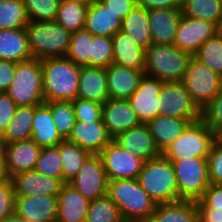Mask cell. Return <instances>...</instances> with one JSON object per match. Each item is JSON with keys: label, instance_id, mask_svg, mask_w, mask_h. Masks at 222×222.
Returning a JSON list of instances; mask_svg holds the SVG:
<instances>
[{"label": "cell", "instance_id": "obj_1", "mask_svg": "<svg viewBox=\"0 0 222 222\" xmlns=\"http://www.w3.org/2000/svg\"><path fill=\"white\" fill-rule=\"evenodd\" d=\"M41 66L45 102L77 98L81 66L66 56L43 59Z\"/></svg>", "mask_w": 222, "mask_h": 222}, {"label": "cell", "instance_id": "obj_2", "mask_svg": "<svg viewBox=\"0 0 222 222\" xmlns=\"http://www.w3.org/2000/svg\"><path fill=\"white\" fill-rule=\"evenodd\" d=\"M107 196L118 206L125 222H147L156 208L137 179L108 181Z\"/></svg>", "mask_w": 222, "mask_h": 222}, {"label": "cell", "instance_id": "obj_3", "mask_svg": "<svg viewBox=\"0 0 222 222\" xmlns=\"http://www.w3.org/2000/svg\"><path fill=\"white\" fill-rule=\"evenodd\" d=\"M137 180L156 205L179 201L172 162L162 154L144 162Z\"/></svg>", "mask_w": 222, "mask_h": 222}, {"label": "cell", "instance_id": "obj_4", "mask_svg": "<svg viewBox=\"0 0 222 222\" xmlns=\"http://www.w3.org/2000/svg\"><path fill=\"white\" fill-rule=\"evenodd\" d=\"M191 58L174 44H152L145 50L144 73L163 82H180Z\"/></svg>", "mask_w": 222, "mask_h": 222}, {"label": "cell", "instance_id": "obj_5", "mask_svg": "<svg viewBox=\"0 0 222 222\" xmlns=\"http://www.w3.org/2000/svg\"><path fill=\"white\" fill-rule=\"evenodd\" d=\"M25 28L32 58L43 60L67 54L72 33L56 21H29Z\"/></svg>", "mask_w": 222, "mask_h": 222}, {"label": "cell", "instance_id": "obj_6", "mask_svg": "<svg viewBox=\"0 0 222 222\" xmlns=\"http://www.w3.org/2000/svg\"><path fill=\"white\" fill-rule=\"evenodd\" d=\"M217 134L202 120L190 123L161 154L172 163L189 157L207 158Z\"/></svg>", "mask_w": 222, "mask_h": 222}, {"label": "cell", "instance_id": "obj_7", "mask_svg": "<svg viewBox=\"0 0 222 222\" xmlns=\"http://www.w3.org/2000/svg\"><path fill=\"white\" fill-rule=\"evenodd\" d=\"M6 93L17 106H38L45 103L41 60L32 58L16 63L14 77Z\"/></svg>", "mask_w": 222, "mask_h": 222}, {"label": "cell", "instance_id": "obj_8", "mask_svg": "<svg viewBox=\"0 0 222 222\" xmlns=\"http://www.w3.org/2000/svg\"><path fill=\"white\" fill-rule=\"evenodd\" d=\"M180 200L197 201L210 185L207 158L189 157L172 163Z\"/></svg>", "mask_w": 222, "mask_h": 222}, {"label": "cell", "instance_id": "obj_9", "mask_svg": "<svg viewBox=\"0 0 222 222\" xmlns=\"http://www.w3.org/2000/svg\"><path fill=\"white\" fill-rule=\"evenodd\" d=\"M181 82L202 110L219 93L222 76L192 56Z\"/></svg>", "mask_w": 222, "mask_h": 222}, {"label": "cell", "instance_id": "obj_10", "mask_svg": "<svg viewBox=\"0 0 222 222\" xmlns=\"http://www.w3.org/2000/svg\"><path fill=\"white\" fill-rule=\"evenodd\" d=\"M159 97V115L188 119L191 123L201 120V109L181 81L164 82Z\"/></svg>", "mask_w": 222, "mask_h": 222}, {"label": "cell", "instance_id": "obj_11", "mask_svg": "<svg viewBox=\"0 0 222 222\" xmlns=\"http://www.w3.org/2000/svg\"><path fill=\"white\" fill-rule=\"evenodd\" d=\"M109 181L137 179L144 160L132 155L113 139L99 153Z\"/></svg>", "mask_w": 222, "mask_h": 222}, {"label": "cell", "instance_id": "obj_12", "mask_svg": "<svg viewBox=\"0 0 222 222\" xmlns=\"http://www.w3.org/2000/svg\"><path fill=\"white\" fill-rule=\"evenodd\" d=\"M108 181L100 155L91 154L69 184L93 201L107 195Z\"/></svg>", "mask_w": 222, "mask_h": 222}, {"label": "cell", "instance_id": "obj_13", "mask_svg": "<svg viewBox=\"0 0 222 222\" xmlns=\"http://www.w3.org/2000/svg\"><path fill=\"white\" fill-rule=\"evenodd\" d=\"M163 83L144 74L138 88L128 99L141 123H148L159 115V94Z\"/></svg>", "mask_w": 222, "mask_h": 222}, {"label": "cell", "instance_id": "obj_14", "mask_svg": "<svg viewBox=\"0 0 222 222\" xmlns=\"http://www.w3.org/2000/svg\"><path fill=\"white\" fill-rule=\"evenodd\" d=\"M216 33V24L182 15L173 44L193 56L202 44Z\"/></svg>", "mask_w": 222, "mask_h": 222}, {"label": "cell", "instance_id": "obj_15", "mask_svg": "<svg viewBox=\"0 0 222 222\" xmlns=\"http://www.w3.org/2000/svg\"><path fill=\"white\" fill-rule=\"evenodd\" d=\"M41 150L33 139L5 144L3 152L7 177L34 170Z\"/></svg>", "mask_w": 222, "mask_h": 222}, {"label": "cell", "instance_id": "obj_16", "mask_svg": "<svg viewBox=\"0 0 222 222\" xmlns=\"http://www.w3.org/2000/svg\"><path fill=\"white\" fill-rule=\"evenodd\" d=\"M57 196H16L15 213L26 222H56Z\"/></svg>", "mask_w": 222, "mask_h": 222}, {"label": "cell", "instance_id": "obj_17", "mask_svg": "<svg viewBox=\"0 0 222 222\" xmlns=\"http://www.w3.org/2000/svg\"><path fill=\"white\" fill-rule=\"evenodd\" d=\"M102 121L112 139L141 124L128 99L109 98L105 101L102 105Z\"/></svg>", "mask_w": 222, "mask_h": 222}, {"label": "cell", "instance_id": "obj_18", "mask_svg": "<svg viewBox=\"0 0 222 222\" xmlns=\"http://www.w3.org/2000/svg\"><path fill=\"white\" fill-rule=\"evenodd\" d=\"M121 147L132 155L147 161L161 155L156 147L147 123H141L113 138Z\"/></svg>", "mask_w": 222, "mask_h": 222}, {"label": "cell", "instance_id": "obj_19", "mask_svg": "<svg viewBox=\"0 0 222 222\" xmlns=\"http://www.w3.org/2000/svg\"><path fill=\"white\" fill-rule=\"evenodd\" d=\"M10 179L15 196H58L64 184L59 179L44 176L34 170L16 174Z\"/></svg>", "mask_w": 222, "mask_h": 222}, {"label": "cell", "instance_id": "obj_20", "mask_svg": "<svg viewBox=\"0 0 222 222\" xmlns=\"http://www.w3.org/2000/svg\"><path fill=\"white\" fill-rule=\"evenodd\" d=\"M91 154H99L112 140L102 120L96 122L76 121L72 133L67 139Z\"/></svg>", "mask_w": 222, "mask_h": 222}, {"label": "cell", "instance_id": "obj_21", "mask_svg": "<svg viewBox=\"0 0 222 222\" xmlns=\"http://www.w3.org/2000/svg\"><path fill=\"white\" fill-rule=\"evenodd\" d=\"M144 74V70L111 64L106 68L109 98L129 99Z\"/></svg>", "mask_w": 222, "mask_h": 222}, {"label": "cell", "instance_id": "obj_22", "mask_svg": "<svg viewBox=\"0 0 222 222\" xmlns=\"http://www.w3.org/2000/svg\"><path fill=\"white\" fill-rule=\"evenodd\" d=\"M56 222H85L90 202L69 183L58 194Z\"/></svg>", "mask_w": 222, "mask_h": 222}, {"label": "cell", "instance_id": "obj_23", "mask_svg": "<svg viewBox=\"0 0 222 222\" xmlns=\"http://www.w3.org/2000/svg\"><path fill=\"white\" fill-rule=\"evenodd\" d=\"M181 16V8L148 10L152 44H173Z\"/></svg>", "mask_w": 222, "mask_h": 222}, {"label": "cell", "instance_id": "obj_24", "mask_svg": "<svg viewBox=\"0 0 222 222\" xmlns=\"http://www.w3.org/2000/svg\"><path fill=\"white\" fill-rule=\"evenodd\" d=\"M121 26L122 19L100 0L88 7L84 29L92 35L112 38Z\"/></svg>", "mask_w": 222, "mask_h": 222}, {"label": "cell", "instance_id": "obj_25", "mask_svg": "<svg viewBox=\"0 0 222 222\" xmlns=\"http://www.w3.org/2000/svg\"><path fill=\"white\" fill-rule=\"evenodd\" d=\"M77 98L100 104L109 99L105 68L81 67Z\"/></svg>", "mask_w": 222, "mask_h": 222}, {"label": "cell", "instance_id": "obj_26", "mask_svg": "<svg viewBox=\"0 0 222 222\" xmlns=\"http://www.w3.org/2000/svg\"><path fill=\"white\" fill-rule=\"evenodd\" d=\"M113 64L144 70L145 49L128 34L119 30L113 37Z\"/></svg>", "mask_w": 222, "mask_h": 222}, {"label": "cell", "instance_id": "obj_27", "mask_svg": "<svg viewBox=\"0 0 222 222\" xmlns=\"http://www.w3.org/2000/svg\"><path fill=\"white\" fill-rule=\"evenodd\" d=\"M32 59L26 28L0 29V60L15 63Z\"/></svg>", "mask_w": 222, "mask_h": 222}, {"label": "cell", "instance_id": "obj_28", "mask_svg": "<svg viewBox=\"0 0 222 222\" xmlns=\"http://www.w3.org/2000/svg\"><path fill=\"white\" fill-rule=\"evenodd\" d=\"M32 139L41 147H54L64 139L55 127L50 108L45 104L34 106Z\"/></svg>", "mask_w": 222, "mask_h": 222}, {"label": "cell", "instance_id": "obj_29", "mask_svg": "<svg viewBox=\"0 0 222 222\" xmlns=\"http://www.w3.org/2000/svg\"><path fill=\"white\" fill-rule=\"evenodd\" d=\"M190 123L188 119L158 115L147 125L156 147L162 152L182 134Z\"/></svg>", "mask_w": 222, "mask_h": 222}, {"label": "cell", "instance_id": "obj_30", "mask_svg": "<svg viewBox=\"0 0 222 222\" xmlns=\"http://www.w3.org/2000/svg\"><path fill=\"white\" fill-rule=\"evenodd\" d=\"M121 31L128 34L139 46L148 49L152 45L148 10L136 4L122 20Z\"/></svg>", "mask_w": 222, "mask_h": 222}, {"label": "cell", "instance_id": "obj_31", "mask_svg": "<svg viewBox=\"0 0 222 222\" xmlns=\"http://www.w3.org/2000/svg\"><path fill=\"white\" fill-rule=\"evenodd\" d=\"M147 222H198L195 201L180 200L157 204Z\"/></svg>", "mask_w": 222, "mask_h": 222}, {"label": "cell", "instance_id": "obj_32", "mask_svg": "<svg viewBox=\"0 0 222 222\" xmlns=\"http://www.w3.org/2000/svg\"><path fill=\"white\" fill-rule=\"evenodd\" d=\"M33 118L34 106H18L7 129L3 132L4 145L32 139Z\"/></svg>", "mask_w": 222, "mask_h": 222}, {"label": "cell", "instance_id": "obj_33", "mask_svg": "<svg viewBox=\"0 0 222 222\" xmlns=\"http://www.w3.org/2000/svg\"><path fill=\"white\" fill-rule=\"evenodd\" d=\"M62 162L63 183H69L91 153L68 140L57 145Z\"/></svg>", "mask_w": 222, "mask_h": 222}, {"label": "cell", "instance_id": "obj_34", "mask_svg": "<svg viewBox=\"0 0 222 222\" xmlns=\"http://www.w3.org/2000/svg\"><path fill=\"white\" fill-rule=\"evenodd\" d=\"M181 13L218 25L222 18V3L220 0H182Z\"/></svg>", "mask_w": 222, "mask_h": 222}, {"label": "cell", "instance_id": "obj_35", "mask_svg": "<svg viewBox=\"0 0 222 222\" xmlns=\"http://www.w3.org/2000/svg\"><path fill=\"white\" fill-rule=\"evenodd\" d=\"M88 6L79 2L60 0L55 21L71 33L84 29Z\"/></svg>", "mask_w": 222, "mask_h": 222}, {"label": "cell", "instance_id": "obj_36", "mask_svg": "<svg viewBox=\"0 0 222 222\" xmlns=\"http://www.w3.org/2000/svg\"><path fill=\"white\" fill-rule=\"evenodd\" d=\"M28 23L23 0H0V29L25 28Z\"/></svg>", "mask_w": 222, "mask_h": 222}, {"label": "cell", "instance_id": "obj_37", "mask_svg": "<svg viewBox=\"0 0 222 222\" xmlns=\"http://www.w3.org/2000/svg\"><path fill=\"white\" fill-rule=\"evenodd\" d=\"M45 104L50 108L58 133L67 140L76 123L72 101H51Z\"/></svg>", "mask_w": 222, "mask_h": 222}, {"label": "cell", "instance_id": "obj_38", "mask_svg": "<svg viewBox=\"0 0 222 222\" xmlns=\"http://www.w3.org/2000/svg\"><path fill=\"white\" fill-rule=\"evenodd\" d=\"M92 34L86 29L73 32L68 52L65 55L78 66H90Z\"/></svg>", "mask_w": 222, "mask_h": 222}, {"label": "cell", "instance_id": "obj_39", "mask_svg": "<svg viewBox=\"0 0 222 222\" xmlns=\"http://www.w3.org/2000/svg\"><path fill=\"white\" fill-rule=\"evenodd\" d=\"M193 57L222 76V37L216 33L207 39Z\"/></svg>", "mask_w": 222, "mask_h": 222}, {"label": "cell", "instance_id": "obj_40", "mask_svg": "<svg viewBox=\"0 0 222 222\" xmlns=\"http://www.w3.org/2000/svg\"><path fill=\"white\" fill-rule=\"evenodd\" d=\"M85 222H125L118 206L107 196L90 202Z\"/></svg>", "mask_w": 222, "mask_h": 222}, {"label": "cell", "instance_id": "obj_41", "mask_svg": "<svg viewBox=\"0 0 222 222\" xmlns=\"http://www.w3.org/2000/svg\"><path fill=\"white\" fill-rule=\"evenodd\" d=\"M34 171L44 176L59 179L63 182L62 162L59 148L57 146L42 148Z\"/></svg>", "mask_w": 222, "mask_h": 222}, {"label": "cell", "instance_id": "obj_42", "mask_svg": "<svg viewBox=\"0 0 222 222\" xmlns=\"http://www.w3.org/2000/svg\"><path fill=\"white\" fill-rule=\"evenodd\" d=\"M113 64L112 38L92 35L90 67L107 68Z\"/></svg>", "mask_w": 222, "mask_h": 222}, {"label": "cell", "instance_id": "obj_43", "mask_svg": "<svg viewBox=\"0 0 222 222\" xmlns=\"http://www.w3.org/2000/svg\"><path fill=\"white\" fill-rule=\"evenodd\" d=\"M29 21H55L60 0H23Z\"/></svg>", "mask_w": 222, "mask_h": 222}, {"label": "cell", "instance_id": "obj_44", "mask_svg": "<svg viewBox=\"0 0 222 222\" xmlns=\"http://www.w3.org/2000/svg\"><path fill=\"white\" fill-rule=\"evenodd\" d=\"M201 120L216 134L222 130V87L201 110Z\"/></svg>", "mask_w": 222, "mask_h": 222}, {"label": "cell", "instance_id": "obj_45", "mask_svg": "<svg viewBox=\"0 0 222 222\" xmlns=\"http://www.w3.org/2000/svg\"><path fill=\"white\" fill-rule=\"evenodd\" d=\"M102 105L98 102L80 98L72 100L76 121L96 122L102 120Z\"/></svg>", "mask_w": 222, "mask_h": 222}, {"label": "cell", "instance_id": "obj_46", "mask_svg": "<svg viewBox=\"0 0 222 222\" xmlns=\"http://www.w3.org/2000/svg\"><path fill=\"white\" fill-rule=\"evenodd\" d=\"M210 184H222V142L215 140L207 157Z\"/></svg>", "mask_w": 222, "mask_h": 222}, {"label": "cell", "instance_id": "obj_47", "mask_svg": "<svg viewBox=\"0 0 222 222\" xmlns=\"http://www.w3.org/2000/svg\"><path fill=\"white\" fill-rule=\"evenodd\" d=\"M15 197L13 183L7 178L0 183V221L15 213Z\"/></svg>", "mask_w": 222, "mask_h": 222}, {"label": "cell", "instance_id": "obj_48", "mask_svg": "<svg viewBox=\"0 0 222 222\" xmlns=\"http://www.w3.org/2000/svg\"><path fill=\"white\" fill-rule=\"evenodd\" d=\"M195 203L196 208L222 209V184H210Z\"/></svg>", "mask_w": 222, "mask_h": 222}, {"label": "cell", "instance_id": "obj_49", "mask_svg": "<svg viewBox=\"0 0 222 222\" xmlns=\"http://www.w3.org/2000/svg\"><path fill=\"white\" fill-rule=\"evenodd\" d=\"M17 107V104L6 92L0 94V132L2 134L7 129Z\"/></svg>", "mask_w": 222, "mask_h": 222}, {"label": "cell", "instance_id": "obj_50", "mask_svg": "<svg viewBox=\"0 0 222 222\" xmlns=\"http://www.w3.org/2000/svg\"><path fill=\"white\" fill-rule=\"evenodd\" d=\"M112 12L117 14L122 20L130 13L137 4V0H100Z\"/></svg>", "mask_w": 222, "mask_h": 222}, {"label": "cell", "instance_id": "obj_51", "mask_svg": "<svg viewBox=\"0 0 222 222\" xmlns=\"http://www.w3.org/2000/svg\"><path fill=\"white\" fill-rule=\"evenodd\" d=\"M16 63L0 60V92H7L14 77Z\"/></svg>", "mask_w": 222, "mask_h": 222}, {"label": "cell", "instance_id": "obj_52", "mask_svg": "<svg viewBox=\"0 0 222 222\" xmlns=\"http://www.w3.org/2000/svg\"><path fill=\"white\" fill-rule=\"evenodd\" d=\"M137 4L147 10L181 8L182 0H137Z\"/></svg>", "mask_w": 222, "mask_h": 222}, {"label": "cell", "instance_id": "obj_53", "mask_svg": "<svg viewBox=\"0 0 222 222\" xmlns=\"http://www.w3.org/2000/svg\"><path fill=\"white\" fill-rule=\"evenodd\" d=\"M198 222H222V209L197 208Z\"/></svg>", "mask_w": 222, "mask_h": 222}, {"label": "cell", "instance_id": "obj_54", "mask_svg": "<svg viewBox=\"0 0 222 222\" xmlns=\"http://www.w3.org/2000/svg\"><path fill=\"white\" fill-rule=\"evenodd\" d=\"M7 177V172L5 169V156L4 152H0V183L6 180Z\"/></svg>", "mask_w": 222, "mask_h": 222}, {"label": "cell", "instance_id": "obj_55", "mask_svg": "<svg viewBox=\"0 0 222 222\" xmlns=\"http://www.w3.org/2000/svg\"><path fill=\"white\" fill-rule=\"evenodd\" d=\"M0 222H26L24 219H22L20 216H18L16 213L7 216Z\"/></svg>", "mask_w": 222, "mask_h": 222}, {"label": "cell", "instance_id": "obj_56", "mask_svg": "<svg viewBox=\"0 0 222 222\" xmlns=\"http://www.w3.org/2000/svg\"><path fill=\"white\" fill-rule=\"evenodd\" d=\"M69 1L79 2L89 7L98 0H69Z\"/></svg>", "mask_w": 222, "mask_h": 222}, {"label": "cell", "instance_id": "obj_57", "mask_svg": "<svg viewBox=\"0 0 222 222\" xmlns=\"http://www.w3.org/2000/svg\"><path fill=\"white\" fill-rule=\"evenodd\" d=\"M217 33L222 37V18L217 25Z\"/></svg>", "mask_w": 222, "mask_h": 222}, {"label": "cell", "instance_id": "obj_58", "mask_svg": "<svg viewBox=\"0 0 222 222\" xmlns=\"http://www.w3.org/2000/svg\"><path fill=\"white\" fill-rule=\"evenodd\" d=\"M4 146L3 134L0 132V152H3Z\"/></svg>", "mask_w": 222, "mask_h": 222}, {"label": "cell", "instance_id": "obj_59", "mask_svg": "<svg viewBox=\"0 0 222 222\" xmlns=\"http://www.w3.org/2000/svg\"><path fill=\"white\" fill-rule=\"evenodd\" d=\"M217 139L222 142V130L217 133Z\"/></svg>", "mask_w": 222, "mask_h": 222}]
</instances>
